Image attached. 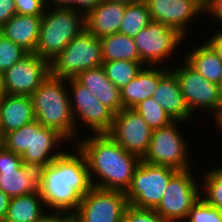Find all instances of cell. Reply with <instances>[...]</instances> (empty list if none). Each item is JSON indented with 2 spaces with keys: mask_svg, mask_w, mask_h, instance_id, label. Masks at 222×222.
<instances>
[{
  "mask_svg": "<svg viewBox=\"0 0 222 222\" xmlns=\"http://www.w3.org/2000/svg\"><path fill=\"white\" fill-rule=\"evenodd\" d=\"M128 205L125 192L92 187L73 215L75 222H123Z\"/></svg>",
  "mask_w": 222,
  "mask_h": 222,
  "instance_id": "obj_13",
  "label": "cell"
},
{
  "mask_svg": "<svg viewBox=\"0 0 222 222\" xmlns=\"http://www.w3.org/2000/svg\"><path fill=\"white\" fill-rule=\"evenodd\" d=\"M42 16L15 14L0 28V33L28 53H35Z\"/></svg>",
  "mask_w": 222,
  "mask_h": 222,
  "instance_id": "obj_23",
  "label": "cell"
},
{
  "mask_svg": "<svg viewBox=\"0 0 222 222\" xmlns=\"http://www.w3.org/2000/svg\"><path fill=\"white\" fill-rule=\"evenodd\" d=\"M184 222H222V212L200 197Z\"/></svg>",
  "mask_w": 222,
  "mask_h": 222,
  "instance_id": "obj_32",
  "label": "cell"
},
{
  "mask_svg": "<svg viewBox=\"0 0 222 222\" xmlns=\"http://www.w3.org/2000/svg\"><path fill=\"white\" fill-rule=\"evenodd\" d=\"M123 222H170L162 218L155 210L137 208L132 205H128Z\"/></svg>",
  "mask_w": 222,
  "mask_h": 222,
  "instance_id": "obj_33",
  "label": "cell"
},
{
  "mask_svg": "<svg viewBox=\"0 0 222 222\" xmlns=\"http://www.w3.org/2000/svg\"><path fill=\"white\" fill-rule=\"evenodd\" d=\"M216 122V128H218L222 133V117H219L216 121H214V124Z\"/></svg>",
  "mask_w": 222,
  "mask_h": 222,
  "instance_id": "obj_44",
  "label": "cell"
},
{
  "mask_svg": "<svg viewBox=\"0 0 222 222\" xmlns=\"http://www.w3.org/2000/svg\"><path fill=\"white\" fill-rule=\"evenodd\" d=\"M67 82L69 83L71 113L78 133L77 138H81L78 136L79 130L77 131L80 122L85 125L84 128L88 127L92 134H108L112 128L114 113L75 78L68 79Z\"/></svg>",
  "mask_w": 222,
  "mask_h": 222,
  "instance_id": "obj_12",
  "label": "cell"
},
{
  "mask_svg": "<svg viewBox=\"0 0 222 222\" xmlns=\"http://www.w3.org/2000/svg\"><path fill=\"white\" fill-rule=\"evenodd\" d=\"M10 200L11 197L0 189V222H4L6 219Z\"/></svg>",
  "mask_w": 222,
  "mask_h": 222,
  "instance_id": "obj_40",
  "label": "cell"
},
{
  "mask_svg": "<svg viewBox=\"0 0 222 222\" xmlns=\"http://www.w3.org/2000/svg\"><path fill=\"white\" fill-rule=\"evenodd\" d=\"M27 54L21 46L0 33V72L4 73Z\"/></svg>",
  "mask_w": 222,
  "mask_h": 222,
  "instance_id": "obj_31",
  "label": "cell"
},
{
  "mask_svg": "<svg viewBox=\"0 0 222 222\" xmlns=\"http://www.w3.org/2000/svg\"><path fill=\"white\" fill-rule=\"evenodd\" d=\"M110 1H115V2H119V3H123L127 5V4L139 3L144 0H110Z\"/></svg>",
  "mask_w": 222,
  "mask_h": 222,
  "instance_id": "obj_43",
  "label": "cell"
},
{
  "mask_svg": "<svg viewBox=\"0 0 222 222\" xmlns=\"http://www.w3.org/2000/svg\"><path fill=\"white\" fill-rule=\"evenodd\" d=\"M219 86H220V91H221V94H222V81H221V84Z\"/></svg>",
  "mask_w": 222,
  "mask_h": 222,
  "instance_id": "obj_46",
  "label": "cell"
},
{
  "mask_svg": "<svg viewBox=\"0 0 222 222\" xmlns=\"http://www.w3.org/2000/svg\"><path fill=\"white\" fill-rule=\"evenodd\" d=\"M40 170L4 146L0 149V189L11 198L40 192Z\"/></svg>",
  "mask_w": 222,
  "mask_h": 222,
  "instance_id": "obj_14",
  "label": "cell"
},
{
  "mask_svg": "<svg viewBox=\"0 0 222 222\" xmlns=\"http://www.w3.org/2000/svg\"><path fill=\"white\" fill-rule=\"evenodd\" d=\"M205 171L203 179L199 178L202 182L201 197L222 212V166Z\"/></svg>",
  "mask_w": 222,
  "mask_h": 222,
  "instance_id": "obj_29",
  "label": "cell"
},
{
  "mask_svg": "<svg viewBox=\"0 0 222 222\" xmlns=\"http://www.w3.org/2000/svg\"><path fill=\"white\" fill-rule=\"evenodd\" d=\"M180 123L186 124V122L174 121L166 127L153 130L149 148L142 160L176 170L191 168L192 163L188 153L190 144L180 131Z\"/></svg>",
  "mask_w": 222,
  "mask_h": 222,
  "instance_id": "obj_8",
  "label": "cell"
},
{
  "mask_svg": "<svg viewBox=\"0 0 222 222\" xmlns=\"http://www.w3.org/2000/svg\"><path fill=\"white\" fill-rule=\"evenodd\" d=\"M153 130L133 108H123L114 114L110 135L127 152L141 159L146 154Z\"/></svg>",
  "mask_w": 222,
  "mask_h": 222,
  "instance_id": "obj_15",
  "label": "cell"
},
{
  "mask_svg": "<svg viewBox=\"0 0 222 222\" xmlns=\"http://www.w3.org/2000/svg\"><path fill=\"white\" fill-rule=\"evenodd\" d=\"M102 0H74V9L86 15L95 8Z\"/></svg>",
  "mask_w": 222,
  "mask_h": 222,
  "instance_id": "obj_39",
  "label": "cell"
},
{
  "mask_svg": "<svg viewBox=\"0 0 222 222\" xmlns=\"http://www.w3.org/2000/svg\"><path fill=\"white\" fill-rule=\"evenodd\" d=\"M16 13L14 0H0V28Z\"/></svg>",
  "mask_w": 222,
  "mask_h": 222,
  "instance_id": "obj_36",
  "label": "cell"
},
{
  "mask_svg": "<svg viewBox=\"0 0 222 222\" xmlns=\"http://www.w3.org/2000/svg\"><path fill=\"white\" fill-rule=\"evenodd\" d=\"M16 13L21 15L43 16L46 0H14Z\"/></svg>",
  "mask_w": 222,
  "mask_h": 222,
  "instance_id": "obj_34",
  "label": "cell"
},
{
  "mask_svg": "<svg viewBox=\"0 0 222 222\" xmlns=\"http://www.w3.org/2000/svg\"><path fill=\"white\" fill-rule=\"evenodd\" d=\"M124 13L125 4L102 0L85 15V29L98 38L118 33Z\"/></svg>",
  "mask_w": 222,
  "mask_h": 222,
  "instance_id": "obj_19",
  "label": "cell"
},
{
  "mask_svg": "<svg viewBox=\"0 0 222 222\" xmlns=\"http://www.w3.org/2000/svg\"><path fill=\"white\" fill-rule=\"evenodd\" d=\"M4 146L3 144V136L0 134V149Z\"/></svg>",
  "mask_w": 222,
  "mask_h": 222,
  "instance_id": "obj_45",
  "label": "cell"
},
{
  "mask_svg": "<svg viewBox=\"0 0 222 222\" xmlns=\"http://www.w3.org/2000/svg\"><path fill=\"white\" fill-rule=\"evenodd\" d=\"M66 141L56 130L42 126L36 119L3 137L4 147L21 155L22 163L40 169L63 152L59 148H65Z\"/></svg>",
  "mask_w": 222,
  "mask_h": 222,
  "instance_id": "obj_4",
  "label": "cell"
},
{
  "mask_svg": "<svg viewBox=\"0 0 222 222\" xmlns=\"http://www.w3.org/2000/svg\"><path fill=\"white\" fill-rule=\"evenodd\" d=\"M38 222H75L74 215L67 212L46 213Z\"/></svg>",
  "mask_w": 222,
  "mask_h": 222,
  "instance_id": "obj_37",
  "label": "cell"
},
{
  "mask_svg": "<svg viewBox=\"0 0 222 222\" xmlns=\"http://www.w3.org/2000/svg\"><path fill=\"white\" fill-rule=\"evenodd\" d=\"M102 64L100 38L84 29L52 60L51 76L68 80Z\"/></svg>",
  "mask_w": 222,
  "mask_h": 222,
  "instance_id": "obj_6",
  "label": "cell"
},
{
  "mask_svg": "<svg viewBox=\"0 0 222 222\" xmlns=\"http://www.w3.org/2000/svg\"><path fill=\"white\" fill-rule=\"evenodd\" d=\"M182 65L169 69L175 74L179 86L192 115L204 110L214 116L216 121L222 114V94L218 84L209 82L191 68L184 60ZM200 109V110H198ZM207 112H206V111Z\"/></svg>",
  "mask_w": 222,
  "mask_h": 222,
  "instance_id": "obj_9",
  "label": "cell"
},
{
  "mask_svg": "<svg viewBox=\"0 0 222 222\" xmlns=\"http://www.w3.org/2000/svg\"><path fill=\"white\" fill-rule=\"evenodd\" d=\"M74 148L71 152L63 150L40 170V193L49 213L73 214L81 198L92 188L86 157L77 145Z\"/></svg>",
  "mask_w": 222,
  "mask_h": 222,
  "instance_id": "obj_1",
  "label": "cell"
},
{
  "mask_svg": "<svg viewBox=\"0 0 222 222\" xmlns=\"http://www.w3.org/2000/svg\"><path fill=\"white\" fill-rule=\"evenodd\" d=\"M133 39L142 63L145 66L147 64L160 66L161 64V67L164 66L162 64L165 60L169 58L170 61L171 56L177 54V48L178 50L181 48L179 45L188 41L176 29L153 20Z\"/></svg>",
  "mask_w": 222,
  "mask_h": 222,
  "instance_id": "obj_11",
  "label": "cell"
},
{
  "mask_svg": "<svg viewBox=\"0 0 222 222\" xmlns=\"http://www.w3.org/2000/svg\"><path fill=\"white\" fill-rule=\"evenodd\" d=\"M193 169L178 170L170 178L162 200L155 209L165 220L184 222L192 206L201 197V186H199L201 184H199L198 177L195 178L192 175Z\"/></svg>",
  "mask_w": 222,
  "mask_h": 222,
  "instance_id": "obj_10",
  "label": "cell"
},
{
  "mask_svg": "<svg viewBox=\"0 0 222 222\" xmlns=\"http://www.w3.org/2000/svg\"><path fill=\"white\" fill-rule=\"evenodd\" d=\"M75 79L114 114L123 109L120 89L108 79L102 66L84 70Z\"/></svg>",
  "mask_w": 222,
  "mask_h": 222,
  "instance_id": "obj_22",
  "label": "cell"
},
{
  "mask_svg": "<svg viewBox=\"0 0 222 222\" xmlns=\"http://www.w3.org/2000/svg\"><path fill=\"white\" fill-rule=\"evenodd\" d=\"M145 65L142 62L115 60L103 62L108 79L120 90L133 80Z\"/></svg>",
  "mask_w": 222,
  "mask_h": 222,
  "instance_id": "obj_28",
  "label": "cell"
},
{
  "mask_svg": "<svg viewBox=\"0 0 222 222\" xmlns=\"http://www.w3.org/2000/svg\"><path fill=\"white\" fill-rule=\"evenodd\" d=\"M191 50L182 56L183 59L181 60H184L209 82L220 85L222 81V60L212 47L204 41Z\"/></svg>",
  "mask_w": 222,
  "mask_h": 222,
  "instance_id": "obj_24",
  "label": "cell"
},
{
  "mask_svg": "<svg viewBox=\"0 0 222 222\" xmlns=\"http://www.w3.org/2000/svg\"><path fill=\"white\" fill-rule=\"evenodd\" d=\"M47 7L74 8V0H46Z\"/></svg>",
  "mask_w": 222,
  "mask_h": 222,
  "instance_id": "obj_41",
  "label": "cell"
},
{
  "mask_svg": "<svg viewBox=\"0 0 222 222\" xmlns=\"http://www.w3.org/2000/svg\"><path fill=\"white\" fill-rule=\"evenodd\" d=\"M167 66H144L137 76L120 90L122 107L134 108L143 100L153 97L159 80L170 70L169 64Z\"/></svg>",
  "mask_w": 222,
  "mask_h": 222,
  "instance_id": "obj_18",
  "label": "cell"
},
{
  "mask_svg": "<svg viewBox=\"0 0 222 222\" xmlns=\"http://www.w3.org/2000/svg\"><path fill=\"white\" fill-rule=\"evenodd\" d=\"M81 139L75 144L86 157L92 187L126 192L142 159L127 152L108 134Z\"/></svg>",
  "mask_w": 222,
  "mask_h": 222,
  "instance_id": "obj_2",
  "label": "cell"
},
{
  "mask_svg": "<svg viewBox=\"0 0 222 222\" xmlns=\"http://www.w3.org/2000/svg\"><path fill=\"white\" fill-rule=\"evenodd\" d=\"M6 95L7 93L4 85V76L3 73L0 72V100Z\"/></svg>",
  "mask_w": 222,
  "mask_h": 222,
  "instance_id": "obj_42",
  "label": "cell"
},
{
  "mask_svg": "<svg viewBox=\"0 0 222 222\" xmlns=\"http://www.w3.org/2000/svg\"><path fill=\"white\" fill-rule=\"evenodd\" d=\"M66 81L50 75L30 96L35 119L42 126L56 130L67 142H73V146L74 141L77 143V133Z\"/></svg>",
  "mask_w": 222,
  "mask_h": 222,
  "instance_id": "obj_3",
  "label": "cell"
},
{
  "mask_svg": "<svg viewBox=\"0 0 222 222\" xmlns=\"http://www.w3.org/2000/svg\"><path fill=\"white\" fill-rule=\"evenodd\" d=\"M178 170L154 165L143 160L136 167L131 185L125 195L128 203L137 208L155 210L162 200L170 178Z\"/></svg>",
  "mask_w": 222,
  "mask_h": 222,
  "instance_id": "obj_7",
  "label": "cell"
},
{
  "mask_svg": "<svg viewBox=\"0 0 222 222\" xmlns=\"http://www.w3.org/2000/svg\"><path fill=\"white\" fill-rule=\"evenodd\" d=\"M204 13L212 15L222 25V0H204ZM222 28V26H221Z\"/></svg>",
  "mask_w": 222,
  "mask_h": 222,
  "instance_id": "obj_35",
  "label": "cell"
},
{
  "mask_svg": "<svg viewBox=\"0 0 222 222\" xmlns=\"http://www.w3.org/2000/svg\"><path fill=\"white\" fill-rule=\"evenodd\" d=\"M48 211L40 192L13 197L4 222H38Z\"/></svg>",
  "mask_w": 222,
  "mask_h": 222,
  "instance_id": "obj_25",
  "label": "cell"
},
{
  "mask_svg": "<svg viewBox=\"0 0 222 222\" xmlns=\"http://www.w3.org/2000/svg\"><path fill=\"white\" fill-rule=\"evenodd\" d=\"M135 109L152 130L166 127L174 122L152 97L143 100Z\"/></svg>",
  "mask_w": 222,
  "mask_h": 222,
  "instance_id": "obj_30",
  "label": "cell"
},
{
  "mask_svg": "<svg viewBox=\"0 0 222 222\" xmlns=\"http://www.w3.org/2000/svg\"><path fill=\"white\" fill-rule=\"evenodd\" d=\"M84 29L85 15L82 12L74 8L47 7L34 54L51 63Z\"/></svg>",
  "mask_w": 222,
  "mask_h": 222,
  "instance_id": "obj_5",
  "label": "cell"
},
{
  "mask_svg": "<svg viewBox=\"0 0 222 222\" xmlns=\"http://www.w3.org/2000/svg\"><path fill=\"white\" fill-rule=\"evenodd\" d=\"M152 98L162 106L173 121L187 122L194 119L186 105L179 82L171 70L159 80Z\"/></svg>",
  "mask_w": 222,
  "mask_h": 222,
  "instance_id": "obj_20",
  "label": "cell"
},
{
  "mask_svg": "<svg viewBox=\"0 0 222 222\" xmlns=\"http://www.w3.org/2000/svg\"><path fill=\"white\" fill-rule=\"evenodd\" d=\"M102 46V61L128 60L142 62L137 46L132 37L115 33L100 38Z\"/></svg>",
  "mask_w": 222,
  "mask_h": 222,
  "instance_id": "obj_26",
  "label": "cell"
},
{
  "mask_svg": "<svg viewBox=\"0 0 222 222\" xmlns=\"http://www.w3.org/2000/svg\"><path fill=\"white\" fill-rule=\"evenodd\" d=\"M215 30L217 32H213L214 34H212V36L210 35L209 39H207L206 42L212 47V49L222 60V28L221 30Z\"/></svg>",
  "mask_w": 222,
  "mask_h": 222,
  "instance_id": "obj_38",
  "label": "cell"
},
{
  "mask_svg": "<svg viewBox=\"0 0 222 222\" xmlns=\"http://www.w3.org/2000/svg\"><path fill=\"white\" fill-rule=\"evenodd\" d=\"M50 75V62L28 53L3 73L6 93L30 96Z\"/></svg>",
  "mask_w": 222,
  "mask_h": 222,
  "instance_id": "obj_16",
  "label": "cell"
},
{
  "mask_svg": "<svg viewBox=\"0 0 222 222\" xmlns=\"http://www.w3.org/2000/svg\"><path fill=\"white\" fill-rule=\"evenodd\" d=\"M144 2L151 20L176 29L185 38L189 36L187 31L193 24L192 20L200 14L207 17V14H204V0H144Z\"/></svg>",
  "mask_w": 222,
  "mask_h": 222,
  "instance_id": "obj_17",
  "label": "cell"
},
{
  "mask_svg": "<svg viewBox=\"0 0 222 222\" xmlns=\"http://www.w3.org/2000/svg\"><path fill=\"white\" fill-rule=\"evenodd\" d=\"M35 120L31 96L9 95L0 100V134L15 131Z\"/></svg>",
  "mask_w": 222,
  "mask_h": 222,
  "instance_id": "obj_21",
  "label": "cell"
},
{
  "mask_svg": "<svg viewBox=\"0 0 222 222\" xmlns=\"http://www.w3.org/2000/svg\"><path fill=\"white\" fill-rule=\"evenodd\" d=\"M150 21L149 10L144 1L125 4V13L118 33L134 38Z\"/></svg>",
  "mask_w": 222,
  "mask_h": 222,
  "instance_id": "obj_27",
  "label": "cell"
}]
</instances>
